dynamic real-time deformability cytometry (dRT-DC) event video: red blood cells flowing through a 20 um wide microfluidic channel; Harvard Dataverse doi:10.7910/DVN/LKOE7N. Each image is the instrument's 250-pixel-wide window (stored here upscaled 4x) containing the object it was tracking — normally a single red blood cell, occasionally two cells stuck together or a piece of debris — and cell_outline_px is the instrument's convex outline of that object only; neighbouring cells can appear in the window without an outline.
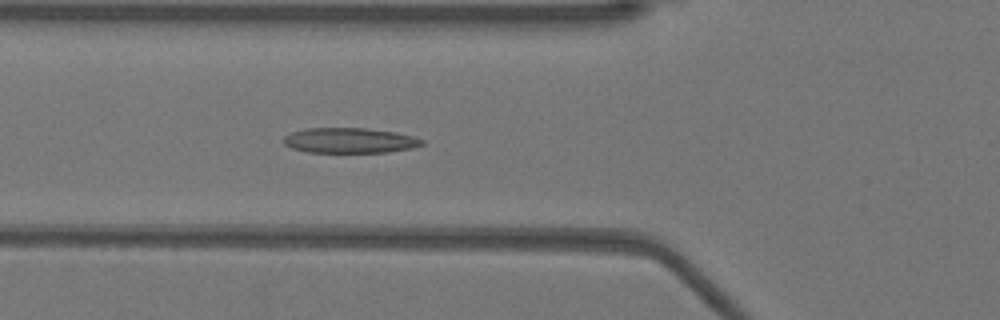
{"species": "Egyptian fruit bat (a non-hibernating species)", "species_latin": "Rousettus aegyptiacus", "temperature_condition": "warm", "stored_images_in_passage": 50, "camera_frame_rate_fps": 3000, "um_per_image_px": 0.085, "animal": {"sex": "female"}, "frame": {"image": 1, "passage_image": 17, "time_ms": 5.333, "image_size_px": [1000, 320], "cell_outline_px": [[424, 144], [412, 148], [388, 152], [308, 152], [292, 148], [284, 144], [284, 136], [292, 132], [308, 128], [364, 128], [396, 132], [412, 136], [424, 140]], "centroid_in_image_um": [29.74, 11.94], "position_along_channel_um": 96.1, "area_um2": 20.23}}
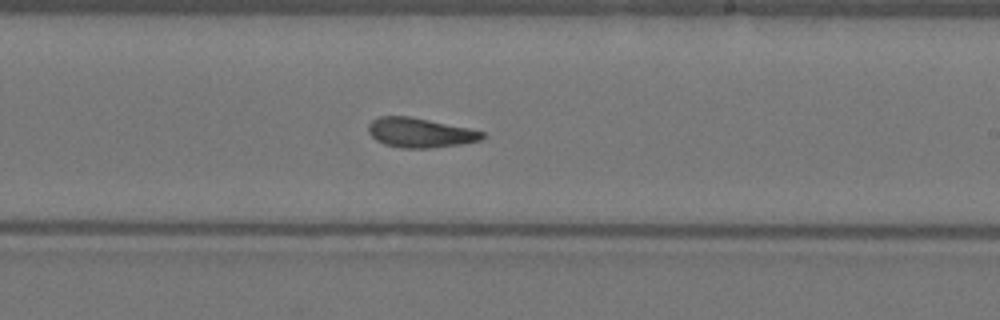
{"frame": {"image": 2, "passage_image": 29, "time_ms": 9.333, "image_size_px": [1000, 320], "cell_outline_px": [[484, 136], [480, 140], [460, 144], [428, 148], [400, 148], [384, 144], [376, 140], [368, 132], [368, 124], [372, 120], [380, 116], [408, 116], [468, 128], [484, 132]], "centroid_in_image_um": [35.65, 11.28], "position_along_channel_um": 253.3, "area_um2": 19.42}}
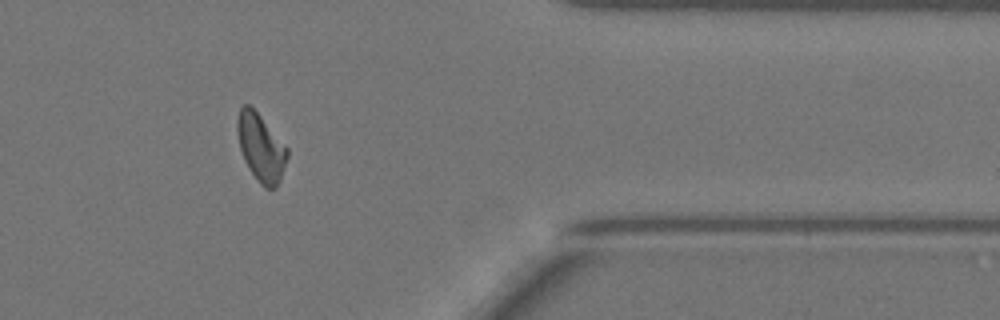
{"frame": {"image": 3, "passage_image": 41, "time_ms": 13.333, "image_size_px": [1000, 320], "cell_outline_px": [[288, 156], [280, 180], [276, 188], [264, 188], [260, 184], [248, 168], [244, 160], [240, 148], [236, 128], [236, 120], [240, 108], [244, 104], [248, 104], [260, 116], [288, 148]], "centroid_in_image_um": [22.16, 12.56], "position_along_channel_um": 389.2, "area_um2": 19.54}, "authors_computed_cell_mechanics": {"area_um2": 19.941, "velocity_mm_per_s": 3.9217, "shape_relaxation_time_tau1_ms": null, "shape_relaxation_time_tau2_ms": 2.3812, "deformation_change_tau1": null, "deformation_change_tau2": 0.0903}}